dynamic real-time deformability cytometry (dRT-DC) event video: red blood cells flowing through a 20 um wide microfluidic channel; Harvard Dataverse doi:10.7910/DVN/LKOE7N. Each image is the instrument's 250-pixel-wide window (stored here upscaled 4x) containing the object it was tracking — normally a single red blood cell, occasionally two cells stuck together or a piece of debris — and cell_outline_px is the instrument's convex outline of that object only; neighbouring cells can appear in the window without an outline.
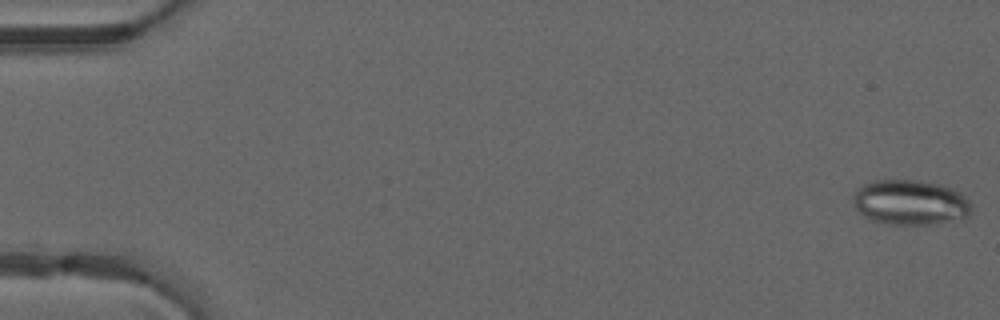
{"species": "common noctule bat (a hibernating species)", "species_latin": "Nyctalus noctula", "temperature_condition": "warm", "stored_images_in_passage": 49, "camera_frame_rate_fps": 3000, "um_per_image_px": 0.085, "animal": {"sex": "male", "forearm_length_mm": 52.5}, "frame": {"image": 1, "passage_image": 1, "time_ms": 0.0, "image_size_px": [1000, 320], "cell_outline_px": [[972, 212], [968, 216], [932, 224], [888, 224], [872, 220], [864, 216], [856, 208], [852, 200], [852, 196], [856, 188], [872, 180], [916, 180], [940, 184], [952, 188], [960, 192], [968, 200], [972, 208]], "centroid_in_image_um": [77.34, 17.19], "position_along_channel_um": 7.7, "area_um2": 31.1}}
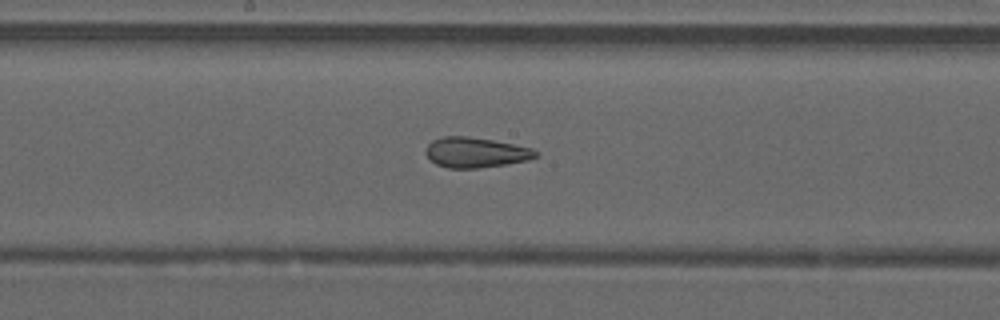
{"frame": {"image": 2, "passage_image": 27, "time_ms": 8.667, "image_size_px": [1000, 320], "cell_outline_px": [[540, 156], [528, 160], [508, 164], [476, 168], [448, 168], [436, 164], [424, 152], [424, 148], [432, 140], [440, 136], [468, 136], [492, 140], [532, 148]], "centroid_in_image_um": [40.41, 12.95], "position_along_channel_um": 207.8, "area_um2": 19.42}}
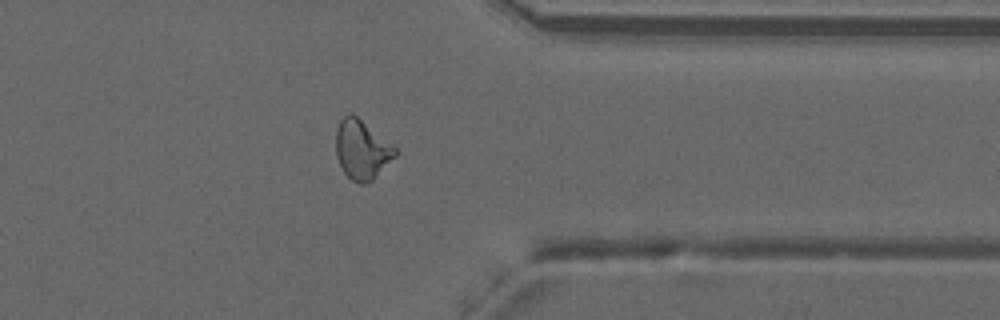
{"frame": {"image": 3, "passage_image": 40, "time_ms": 13.0, "image_size_px": [1000, 320], "cell_outline_px": [[396, 156], [372, 180], [364, 184], [352, 180], [344, 172], [336, 156], [336, 128], [340, 120], [348, 112], [352, 112], [396, 148]], "centroid_in_image_um": [30.73, 12.7], "position_along_channel_um": 380.7, "area_um2": 20.23}, "authors_computed_cell_mechanics": {"area_um2": 20.4612, "velocity_mm_per_s": 4.1574, "shape_relaxation_time_tau1_ms": null, "shape_relaxation_time_tau2_ms": 1.7102, "deformation_change_tau1": null, "deformation_change_tau2": 0.1005}}